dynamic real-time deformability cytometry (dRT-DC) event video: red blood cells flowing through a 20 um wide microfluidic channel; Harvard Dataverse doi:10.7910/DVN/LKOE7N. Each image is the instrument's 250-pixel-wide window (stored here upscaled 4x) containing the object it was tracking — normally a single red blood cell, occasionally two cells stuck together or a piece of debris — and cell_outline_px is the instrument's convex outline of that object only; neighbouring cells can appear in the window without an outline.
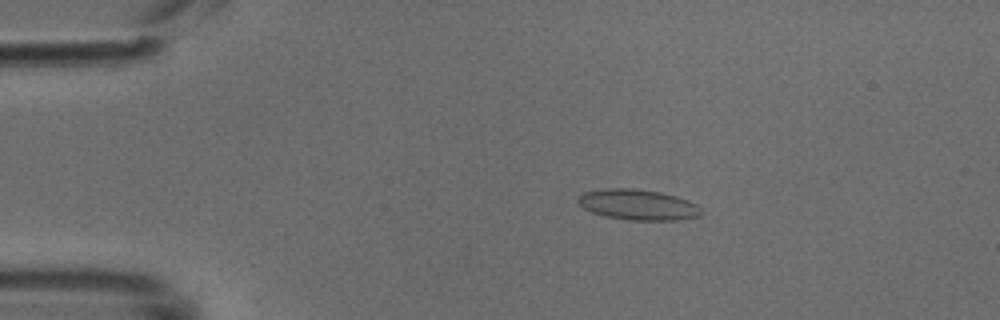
{"species": "common noctule bat (a hibernating species)", "species_latin": "Nyctalus noctula", "temperature_condition": "cold", "stored_images_in_passage": 50, "camera_frame_rate_fps": 3000, "um_per_image_px": 0.085, "animal": {"sex": "male", "body_mass_g": 18.8}, "frame": {"image": 1, "passage_image": 10, "time_ms": 3.0, "image_size_px": [1000, 320], "cell_outline_px": [[700, 216], [680, 220], [628, 220], [604, 216], [592, 212], [584, 208], [576, 200], [584, 192], [604, 188], [636, 188], [660, 192], [676, 196], [688, 200], [696, 204], [700, 208]], "centroid_in_image_um": [54.22, 17.4], "position_along_channel_um": 30.8, "area_um2": 22.02}}
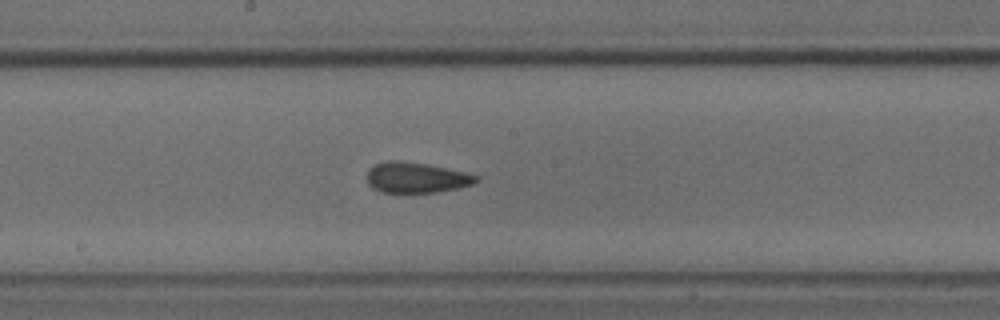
{"frame": {"image": 2, "passage_image": 27, "time_ms": 8.667, "image_size_px": [1000, 320], "cell_outline_px": [[480, 180], [472, 184], [456, 188], [436, 192], [380, 192], [372, 188], [368, 184], [368, 168], [376, 164], [388, 160], [396, 160], [428, 164], [464, 172], [480, 176]], "centroid_in_image_um": [35.37, 15.09], "position_along_channel_um": 212.8, "area_um2": 19.36}}
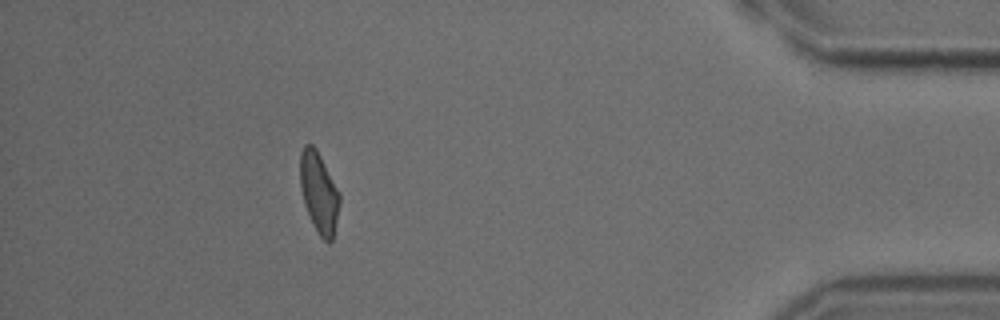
{"frame": {"image": 3, "passage_image": 45, "time_ms": 14.667, "image_size_px": [1000, 320], "cell_outline_px": [[340, 204], [332, 240], [328, 244], [316, 232], [304, 204], [300, 188], [300, 152], [304, 144], [312, 144], [316, 148], [340, 192]], "centroid_in_image_um": [27.1, 16.36], "position_along_channel_um": 408.1, "area_um2": 18.73}}